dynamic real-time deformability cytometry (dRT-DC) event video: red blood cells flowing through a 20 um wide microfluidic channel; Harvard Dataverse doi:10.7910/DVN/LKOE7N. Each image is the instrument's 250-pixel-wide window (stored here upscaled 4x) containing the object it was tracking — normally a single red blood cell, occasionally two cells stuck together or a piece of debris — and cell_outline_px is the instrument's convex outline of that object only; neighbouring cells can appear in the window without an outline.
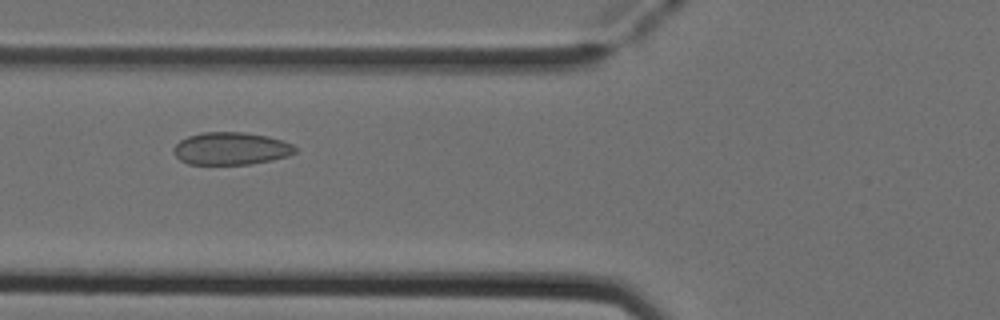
{"species": "Egyptian fruit bat (a non-hibernating species)", "species_latin": "Rousettus aegyptiacus", "temperature_condition": "cold", "stored_images_in_passage": 32, "camera_frame_rate_fps": 3000, "um_per_image_px": 0.085, "animal": {"sex": "female"}, "frame": {"image": 1, "passage_image": 5, "time_ms": 1.333, "image_size_px": [1000, 320], "cell_outline_px": [[296, 152], [288, 156], [272, 160], [248, 164], [188, 164], [180, 160], [172, 152], [172, 148], [180, 140], [188, 136], [204, 132], [244, 132], [268, 136], [292, 144], [296, 148]], "centroid_in_image_um": [19.61, 12.62], "position_along_channel_um": 106.2, "area_um2": 23.06}}
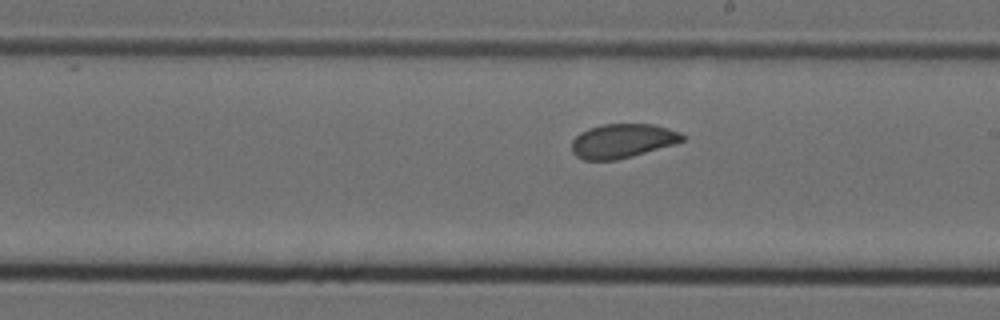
{"frame": {"image": 2, "passage_image": 15, "time_ms": 4.667, "image_size_px": [1000, 320], "cell_outline_px": [[684, 140], [676, 144], [632, 156], [616, 160], [584, 160], [576, 156], [572, 152], [572, 140], [580, 132], [588, 128], [604, 124], [652, 124], [668, 128], [680, 132], [684, 136]], "centroid_in_image_um": [52.9, 11.98], "position_along_channel_um": 236.1, "area_um2": 22.08}}
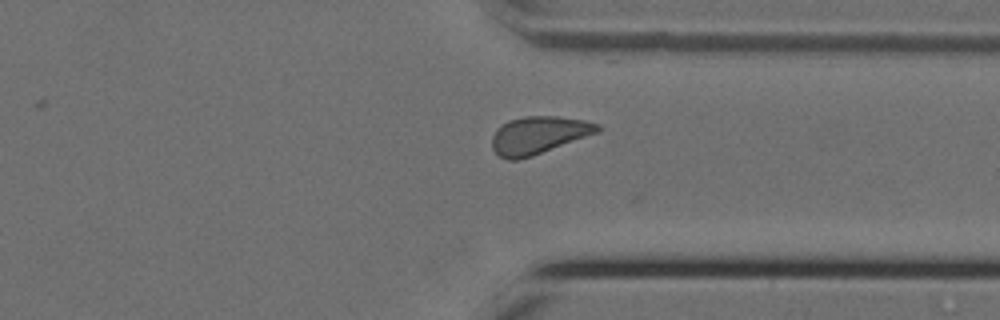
{"frame": {"image": 3, "passage_image": 25, "time_ms": 8.0, "image_size_px": [1000, 320], "cell_outline_px": [[600, 132], [532, 156], [516, 160], [508, 160], [500, 156], [492, 148], [492, 136], [496, 128], [500, 124], [508, 120], [524, 116], [556, 116], [584, 120], [600, 124]], "centroid_in_image_um": [45.77, 11.48], "position_along_channel_um": 365.6, "area_um2": 23.24}}